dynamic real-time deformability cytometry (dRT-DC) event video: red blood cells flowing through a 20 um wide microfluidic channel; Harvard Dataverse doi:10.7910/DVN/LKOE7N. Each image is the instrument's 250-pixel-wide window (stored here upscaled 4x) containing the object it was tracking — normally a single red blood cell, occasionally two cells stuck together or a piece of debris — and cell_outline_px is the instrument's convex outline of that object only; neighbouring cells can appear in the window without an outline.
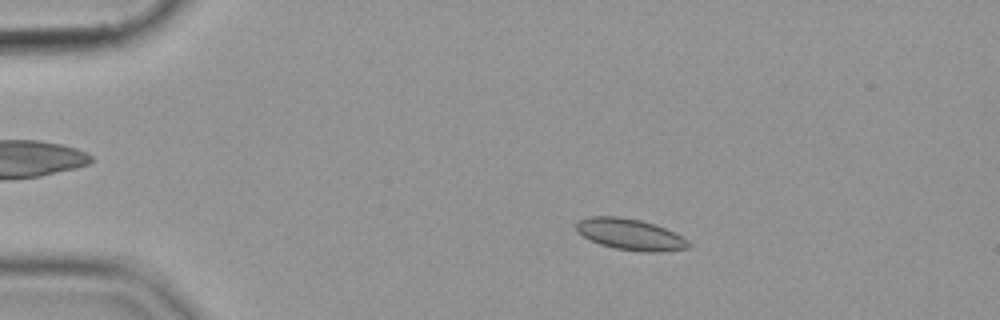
{"species": "common noctule bat (a hibernating species)", "species_latin": "Nyctalus noctula", "temperature_condition": "cold", "stored_images_in_passage": 19, "camera_frame_rate_fps": 3000, "um_per_image_px": 0.085, "animal": {"sex": "female", "body_mass_g": 19.9}, "frame": {"image": 1, "passage_image": 3, "time_ms": 0.667, "image_size_px": [1000, 320], "cell_outline_px": [[692, 244], [688, 248], [660, 252], [644, 252], [612, 248], [600, 244], [576, 232], [576, 224], [580, 220], [588, 216], [616, 216], [640, 220], [664, 228], [688, 240]], "centroid_in_image_um": [53.55, 19.93], "position_along_channel_um": 31.4, "area_um2": 20.29}}
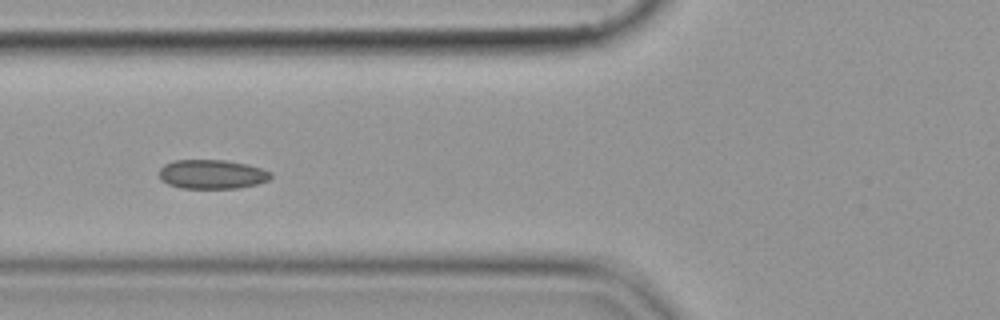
{"frame": {"image": 2, "passage_image": 14, "time_ms": 4.333, "image_size_px": [1000, 320], "cell_outline_px": [[272, 176], [268, 180], [256, 184], [236, 188], [180, 188], [168, 184], [160, 180], [160, 168], [164, 164], [172, 160], [224, 160], [248, 164], [272, 172]], "centroid_in_image_um": [18.0, 14.8], "position_along_channel_um": 107.8, "area_um2": 19.02}}
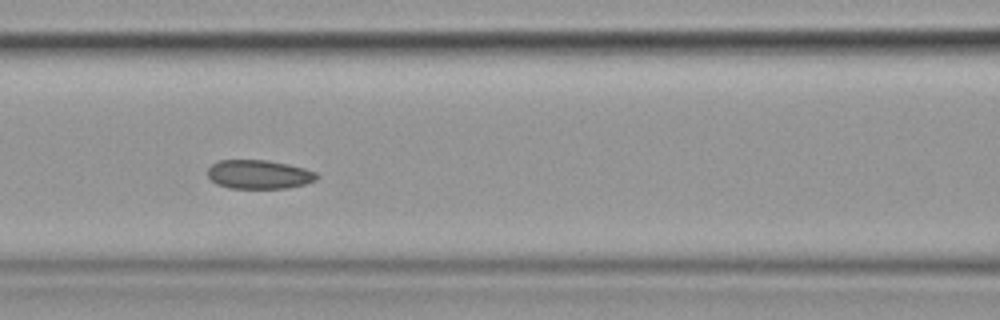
{"frame": {"image": 3, "passage_image": 17, "time_ms": 5.333, "image_size_px": [1000, 320], "cell_outline_px": [[320, 176], [316, 180], [304, 184], [288, 188], [228, 188], [216, 184], [208, 176], [208, 168], [212, 164], [220, 160], [268, 160], [288, 164], [304, 168], [316, 172]], "centroid_in_image_um": [22.02, 14.82], "position_along_channel_um": 144.6, "area_um2": 18.44}}